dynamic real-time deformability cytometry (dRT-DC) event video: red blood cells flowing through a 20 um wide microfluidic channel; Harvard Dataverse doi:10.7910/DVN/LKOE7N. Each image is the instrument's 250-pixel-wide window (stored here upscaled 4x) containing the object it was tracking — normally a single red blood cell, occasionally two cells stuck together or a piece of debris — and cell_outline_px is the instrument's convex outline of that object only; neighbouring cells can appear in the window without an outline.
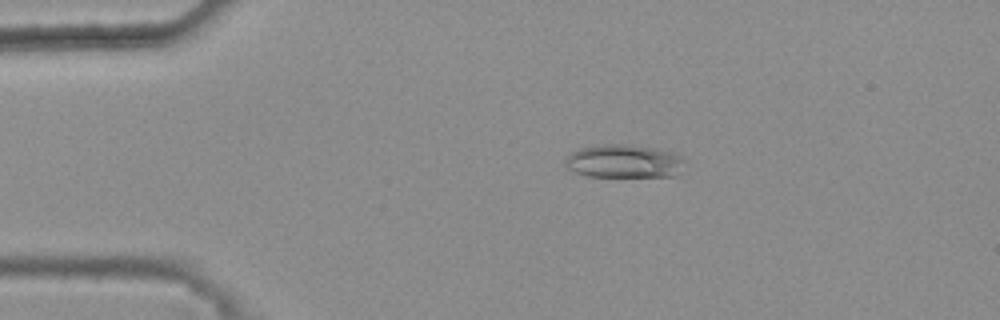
{"species": "common noctule bat (a hibernating species)", "species_latin": "Nyctalus noctula", "temperature_condition": "warm", "stored_images_in_passage": 39, "camera_frame_rate_fps": 3000, "um_per_image_px": 0.085, "animal": {"sex": "female", "body_mass_g": 25.1}, "frame": {"image": 1, "passage_image": 3, "time_ms": 0.667, "image_size_px": [1000, 320], "cell_outline_px": [[684, 160], [680, 172], [672, 176], [588, 176], [576, 172], [568, 168], [564, 164], [564, 160], [572, 152], [580, 148], [604, 144], [624, 144], [656, 148], [672, 152], [680, 156]], "centroid_in_image_um": [53.03, 13.7], "position_along_channel_um": 32.0, "area_um2": 23.0}}
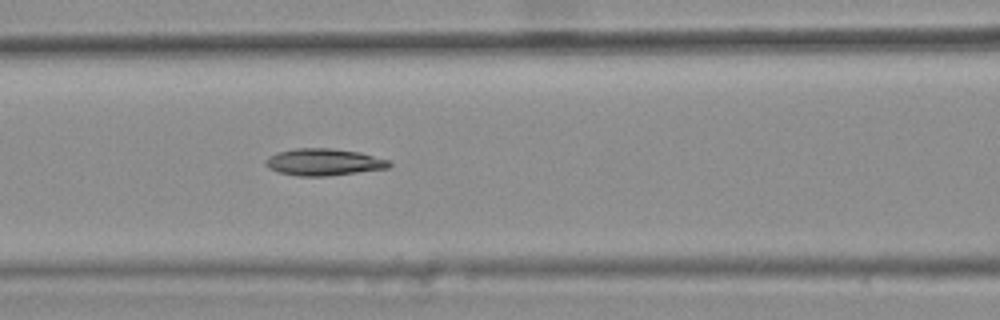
{"frame": {"image": 2, "passage_image": 15, "time_ms": 4.667, "image_size_px": [1000, 320], "cell_outline_px": [[392, 164], [388, 168], [328, 176], [296, 176], [280, 172], [268, 168], [264, 164], [264, 160], [268, 156], [276, 152], [296, 148], [332, 148], [360, 152], [388, 160]], "centroid_in_image_um": [27.47, 13.77], "position_along_channel_um": 139.1, "area_um2": 19.48}}
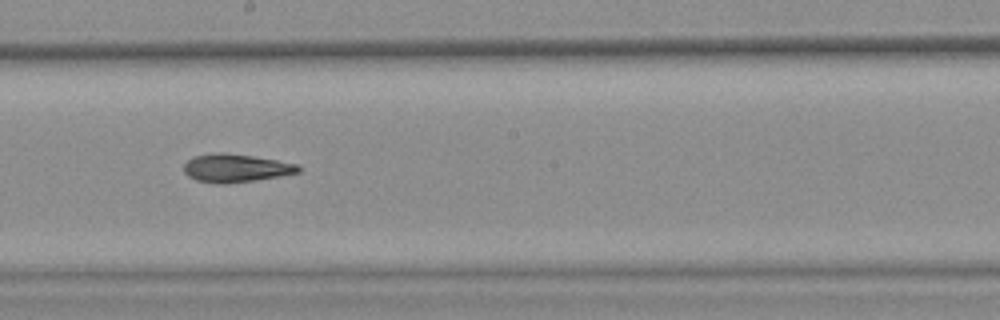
{"frame": {"image": 3, "passage_image": 22, "time_ms": 7.0, "image_size_px": [1000, 320], "cell_outline_px": [[300, 172], [280, 176], [256, 180], [224, 184], [216, 184], [196, 180], [188, 176], [184, 172], [184, 164], [192, 156], [212, 152], [224, 152], [252, 156], [276, 160], [296, 164], [300, 168]], "centroid_in_image_um": [19.99, 14.28], "position_along_channel_um": 228.2, "area_um2": 18.9}, "authors_computed_cell_mechanics": {"area_um2": 18.785, "velocity_mm_per_s": 3.8334, "shape_relaxation_time_tau1_ms": null, "shape_relaxation_time_tau2_ms": 5.47, "deformation_change_tau1": null, "deformation_change_tau2": 0.1533}}